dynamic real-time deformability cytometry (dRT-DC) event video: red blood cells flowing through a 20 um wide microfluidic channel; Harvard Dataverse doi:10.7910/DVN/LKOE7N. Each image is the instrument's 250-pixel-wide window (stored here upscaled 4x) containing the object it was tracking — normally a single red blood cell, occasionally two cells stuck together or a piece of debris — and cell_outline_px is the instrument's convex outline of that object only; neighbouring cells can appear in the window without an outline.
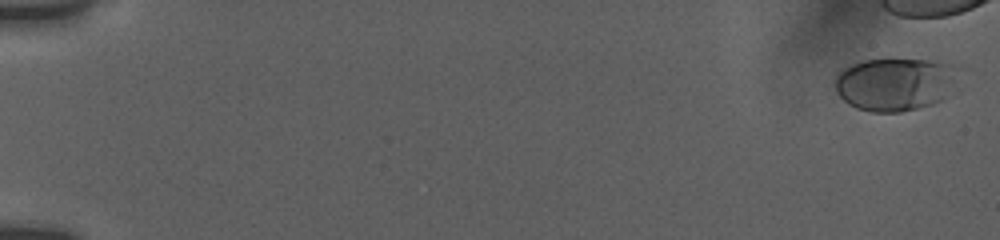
{"species": "human", "species_latin": "Homo sapiens", "temperature_condition": "room temperature", "stored_images_in_passage": 29, "camera_frame_rate_fps": 3000, "um_per_image_px": 0.085, "donor": {"sex": "female"}, "frame": {"image": 1, "passage_image": 2, "time_ms": 0.333, "image_size_px": [1000, 240], "cell_outline_px": [[960, 68], [952, 92], [944, 100], [932, 104], [900, 112], [872, 112], [856, 108], [848, 104], [836, 92], [836, 76], [844, 68], [852, 64], [864, 60], [928, 60], [956, 64]], "centroid_in_image_um": [76.15, 7.16], "position_along_channel_um": 8.9, "area_um2": 38.44}}
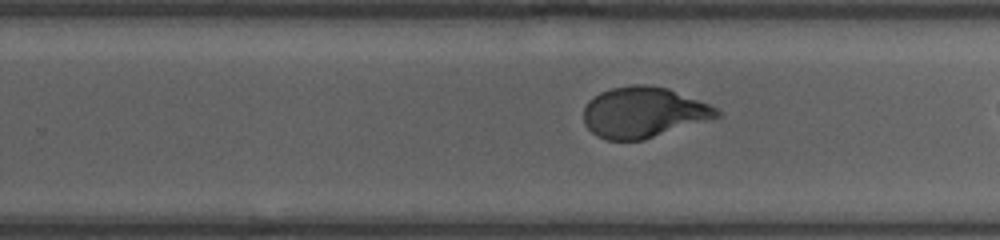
{"frame": {"image": 2, "passage_image": 27, "time_ms": 12.333, "image_size_px": [1000, 240], "cell_outline_px": [[724, 116], [644, 140], [608, 140], [596, 136], [584, 124], [584, 108], [588, 100], [600, 92], [612, 88], [632, 84], [644, 84], [668, 88], [708, 104], [716, 108]], "centroid_in_image_um": [54.7, 9.56], "position_along_channel_um": 275.1, "area_um2": 39.54}}